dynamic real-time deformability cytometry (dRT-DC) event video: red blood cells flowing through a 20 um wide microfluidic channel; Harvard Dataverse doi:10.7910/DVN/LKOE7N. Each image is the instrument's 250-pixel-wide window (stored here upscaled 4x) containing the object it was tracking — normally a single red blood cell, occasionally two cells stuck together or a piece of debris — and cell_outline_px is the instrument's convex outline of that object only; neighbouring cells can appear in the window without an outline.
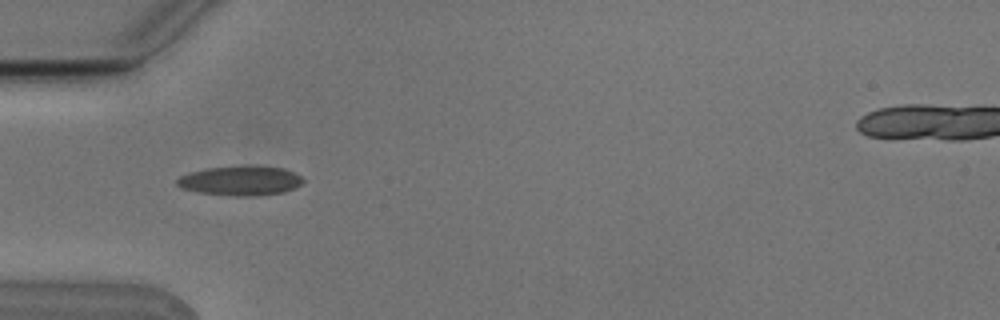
{"species": "Egyptian fruit bat (a non-hibernating species)", "species_latin": "Rousettus aegyptiacus", "temperature_condition": "cold", "stored_images_in_passage": 3, "camera_frame_rate_fps": 3000, "um_per_image_px": 0.085, "animal": {"sex": "male"}, "frame": {"image": 1, "passage_image": 3, "time_ms": 0.667, "image_size_px": [1000, 320], "cell_outline_px": [[304, 180], [300, 184], [284, 192], [256, 196], [232, 196], [200, 192], [180, 188], [176, 184], [176, 180], [180, 176], [192, 172], [208, 168], [284, 168], [300, 176]], "centroid_in_image_um": [20.4, 15.41], "position_along_channel_um": 64.6, "area_um2": 20.75}}